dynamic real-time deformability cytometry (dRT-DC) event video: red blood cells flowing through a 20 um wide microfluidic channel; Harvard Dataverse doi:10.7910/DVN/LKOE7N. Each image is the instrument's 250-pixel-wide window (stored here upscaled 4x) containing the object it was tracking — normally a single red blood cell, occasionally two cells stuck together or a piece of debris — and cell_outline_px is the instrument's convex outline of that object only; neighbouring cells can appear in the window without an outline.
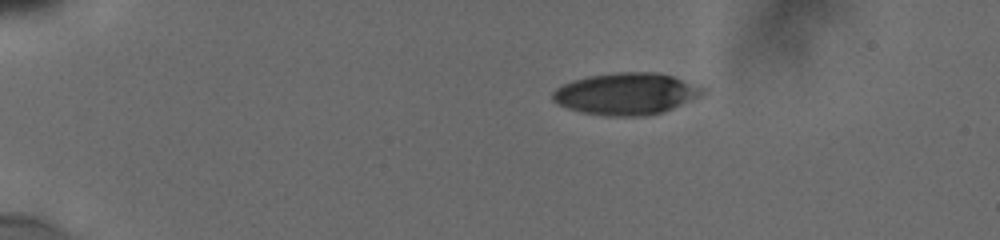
{"species": "human", "species_latin": "Homo sapiens", "temperature_condition": "cold", "stored_images_in_passage": 3, "camera_frame_rate_fps": 3000, "um_per_image_px": 0.085, "donor": {"sex": "male"}, "frame": {"image": 1, "passage_image": 1, "time_ms": 0.0, "image_size_px": [1000, 240], "cell_outline_px": [[708, 92], [700, 96], [664, 112], [644, 116], [608, 116], [584, 112], [568, 108], [552, 100], [552, 92], [556, 88], [572, 80], [588, 76], [616, 72], [652, 72], [672, 76], [708, 88]], "centroid_in_image_um": [53.27, 7.97], "position_along_channel_um": 31.7, "area_um2": 36.59}}